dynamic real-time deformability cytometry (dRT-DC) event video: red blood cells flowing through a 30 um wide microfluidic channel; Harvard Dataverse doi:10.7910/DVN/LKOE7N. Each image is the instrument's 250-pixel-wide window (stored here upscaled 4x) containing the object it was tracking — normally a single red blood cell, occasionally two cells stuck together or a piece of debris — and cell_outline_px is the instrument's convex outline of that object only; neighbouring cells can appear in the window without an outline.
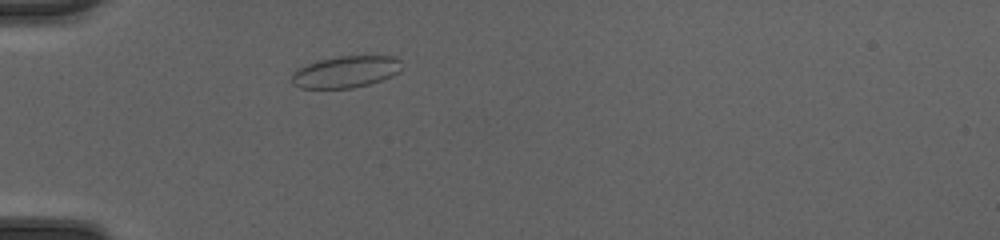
{"species": "common noctule bat (a hibernating species)", "species_latin": "Nyctalus noctula", "temperature_condition": "cold", "stored_images_in_passage": 39, "camera_frame_rate_fps": 3000, "um_per_image_px": 0.085, "animal": {"sex": "female", "body_mass_g": 20.0, "forearm_length_mm": 54.0}, "frame": {"image": 1, "passage_image": 6, "time_ms": 1.667, "image_size_px": [1000, 240], "cell_outline_px": [[400, 72], [392, 76], [368, 84], [352, 88], [300, 88], [292, 84], [292, 72], [296, 68], [316, 60], [340, 56], [396, 56], [400, 60]], "centroid_in_image_um": [29.35, 6.1], "position_along_channel_um": 55.7, "area_um2": 20.46}}
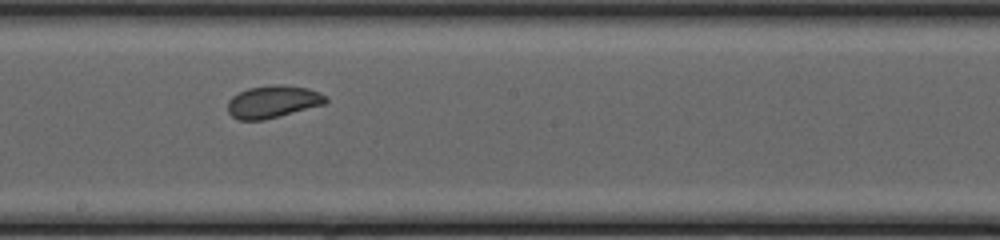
{"frame": {"image": 2, "passage_image": 19, "time_ms": 6.0, "image_size_px": [1000, 240], "cell_outline_px": [[328, 100], [324, 104], [264, 120], [240, 120], [232, 116], [228, 112], [228, 100], [232, 96], [248, 88], [272, 84], [284, 84], [308, 88], [328, 96]], "centroid_in_image_um": [23.2, 8.63], "position_along_channel_um": 225.0, "area_um2": 18.55}}
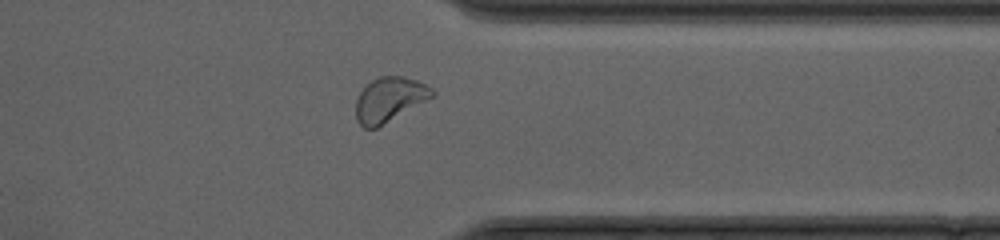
{"frame": {"image": 3, "passage_image": 30, "time_ms": 9.667, "image_size_px": [1000, 240], "cell_outline_px": [[436, 96], [376, 128], [364, 128], [356, 120], [356, 100], [360, 92], [372, 80], [380, 76], [404, 76], [416, 80], [432, 88], [436, 92]], "centroid_in_image_um": [33.13, 8.46], "position_along_channel_um": 378.3, "area_um2": 19.83}, "authors_computed_cell_mechanics": {"area_um2": 19.1318, "velocity_mm_per_s": 4.2393, "shape_relaxation_time_tau1_ms": 3.9629, "shape_relaxation_time_tau2_ms": 5.7813, "deformation_change_tau1": 0.1018, "deformation_change_tau2": 0.0916}}